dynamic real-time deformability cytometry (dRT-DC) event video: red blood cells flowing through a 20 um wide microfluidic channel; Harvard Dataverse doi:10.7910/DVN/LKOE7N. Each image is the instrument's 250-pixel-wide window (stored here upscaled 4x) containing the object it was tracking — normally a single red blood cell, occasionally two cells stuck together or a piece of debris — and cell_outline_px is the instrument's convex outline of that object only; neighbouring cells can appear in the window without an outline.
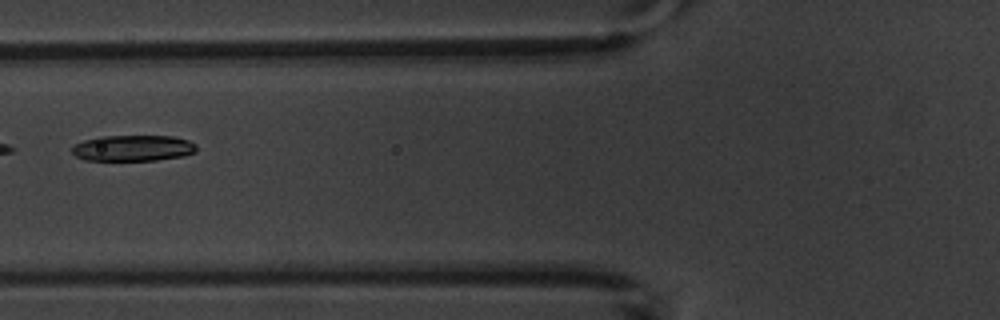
{"species": "common noctule bat (a hibernating species)", "species_latin": "Nyctalus noctula", "temperature_condition": "warm", "stored_images_in_passage": 6, "camera_frame_rate_fps": 3000, "um_per_image_px": 0.085, "animal": {"sex": "male", "body_mass_g": 20.1, "forearm_length_mm": 53.5}, "frame": {"image": 1, "passage_image": 6, "time_ms": 6.667, "image_size_px": [1000, 320], "cell_outline_px": [[196, 152], [184, 156], [156, 160], [84, 160], [76, 156], [72, 152], [72, 148], [76, 144], [84, 140], [100, 136], [172, 136], [188, 140], [196, 144]], "centroid_in_image_um": [11.33, 12.59], "position_along_channel_um": 114.5, "area_um2": 18.84}}